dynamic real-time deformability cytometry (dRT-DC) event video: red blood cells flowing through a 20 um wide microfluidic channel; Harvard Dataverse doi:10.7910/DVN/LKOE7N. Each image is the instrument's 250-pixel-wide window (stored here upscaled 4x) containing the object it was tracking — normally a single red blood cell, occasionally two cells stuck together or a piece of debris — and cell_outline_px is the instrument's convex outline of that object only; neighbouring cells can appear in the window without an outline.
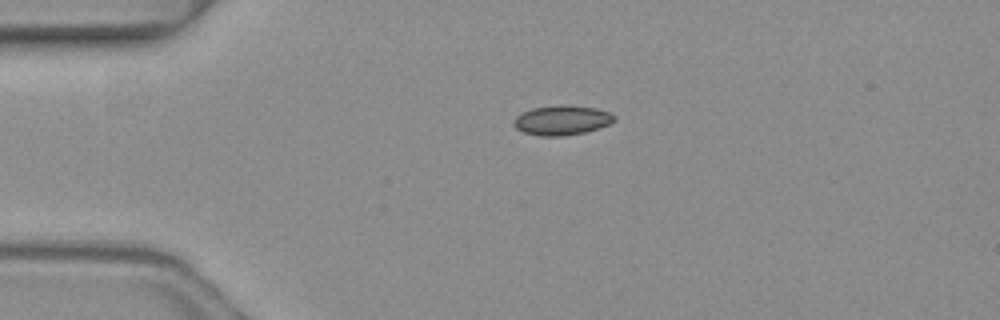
{"species": "common noctule bat (a hibernating species)", "species_latin": "Nyctalus noctula", "temperature_condition": "warm", "stored_images_in_passage": 3, "camera_frame_rate_fps": 3000, "um_per_image_px": 0.085, "animal": {"sex": "female", "body_mass_g": 19.3, "forearm_length_mm": 54.1}, "frame": {"image": 1, "passage_image": 1, "time_ms": 0.0, "image_size_px": [1000, 320], "cell_outline_px": [[616, 120], [600, 128], [584, 132], [564, 136], [540, 136], [524, 132], [516, 128], [512, 124], [512, 120], [520, 112], [532, 108], [560, 104], [596, 108], [608, 112], [616, 116]], "centroid_in_image_um": [47.73, 10.21], "position_along_channel_um": 37.3, "area_um2": 17.57}}
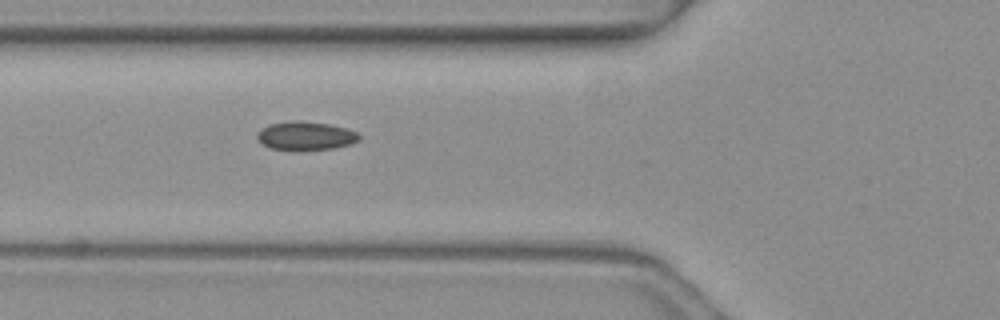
{"frame": {"image": 2, "passage_image": 3, "time_ms": 0.667, "image_size_px": [1000, 320], "cell_outline_px": [[360, 140], [348, 144], [332, 148], [272, 148], [260, 144], [256, 136], [256, 132], [268, 124], [292, 120], [300, 120], [328, 124], [348, 128], [356, 132], [360, 136]], "centroid_in_image_um": [25.94, 11.5], "position_along_channel_um": 99.9, "area_um2": 16.59}}